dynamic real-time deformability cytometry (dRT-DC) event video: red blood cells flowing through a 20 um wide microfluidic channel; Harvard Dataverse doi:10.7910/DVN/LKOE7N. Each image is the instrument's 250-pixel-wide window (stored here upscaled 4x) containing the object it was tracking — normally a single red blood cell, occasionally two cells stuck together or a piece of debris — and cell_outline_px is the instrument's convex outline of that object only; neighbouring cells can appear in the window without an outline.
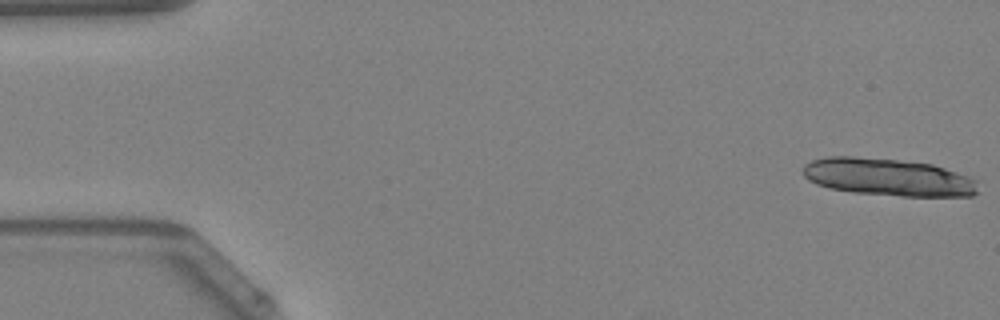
{"species": "Egyptian fruit bat (a non-hibernating species)", "species_latin": "Rousettus aegyptiacus", "temperature_condition": "warm", "stored_images_in_passage": 14, "camera_frame_rate_fps": 3000, "um_per_image_px": 0.085, "animal": {"sex": "female"}, "frame": {"image": 1, "passage_image": 1, "time_ms": 0.0, "image_size_px": [1000, 320], "cell_outline_px": [[976, 192], [972, 196], [900, 196], [852, 192], [828, 188], [816, 184], [808, 180], [804, 176], [804, 164], [812, 160], [828, 156], [852, 156], [896, 160], [932, 164], [968, 176], [976, 180]], "centroid_in_image_um": [75.44, 15.06], "position_along_channel_um": 9.6, "area_um2": 38.03}}